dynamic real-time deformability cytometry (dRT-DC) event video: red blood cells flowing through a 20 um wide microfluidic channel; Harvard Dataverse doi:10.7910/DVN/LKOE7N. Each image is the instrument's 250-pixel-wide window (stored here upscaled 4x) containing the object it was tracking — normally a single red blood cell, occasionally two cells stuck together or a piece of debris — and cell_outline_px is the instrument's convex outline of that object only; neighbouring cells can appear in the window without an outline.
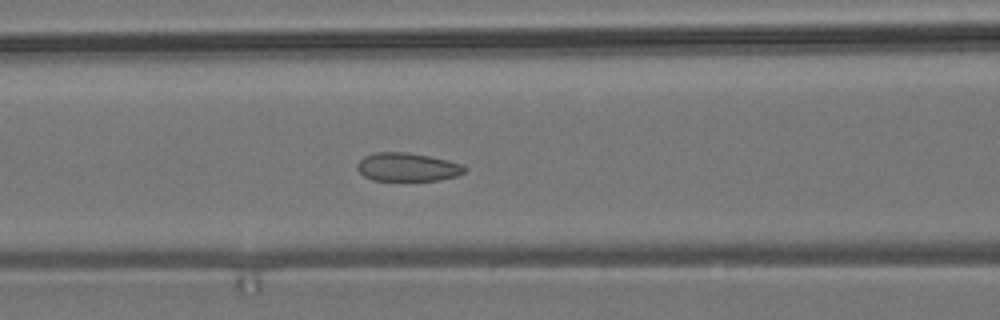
{"species": "common noctule bat (a hibernating species)", "species_latin": "Nyctalus noctula", "temperature_condition": "room temperature", "stored_images_in_passage": 54, "camera_frame_rate_fps": 3000, "um_per_image_px": 0.085, "animal": {"sex": "male", "body_mass_g": 19.2, "forearm_length_mm": 51.8}, "frame": {"image": 1, "passage_image": 22, "time_ms": 7.0, "image_size_px": [1000, 320], "cell_outline_px": [[468, 168], [464, 172], [456, 176], [436, 180], [372, 180], [364, 176], [356, 168], [356, 164], [364, 156], [376, 152], [408, 152], [448, 160], [460, 164]], "centroid_in_image_um": [34.6, 14.19], "position_along_channel_um": 132.0, "area_um2": 17.69}}
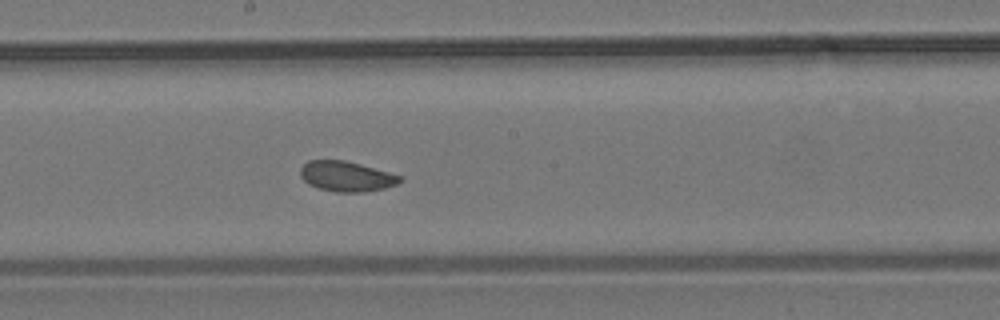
{"frame": {"image": 2, "passage_image": 29, "time_ms": 9.333, "image_size_px": [1000, 320], "cell_outline_px": [[404, 180], [396, 184], [384, 188], [364, 192], [336, 192], [320, 188], [308, 184], [300, 176], [300, 168], [308, 160], [344, 160], [360, 164], [404, 176]], "centroid_in_image_um": [29.47, 14.99], "position_along_channel_um": 218.7, "area_um2": 17.57}}
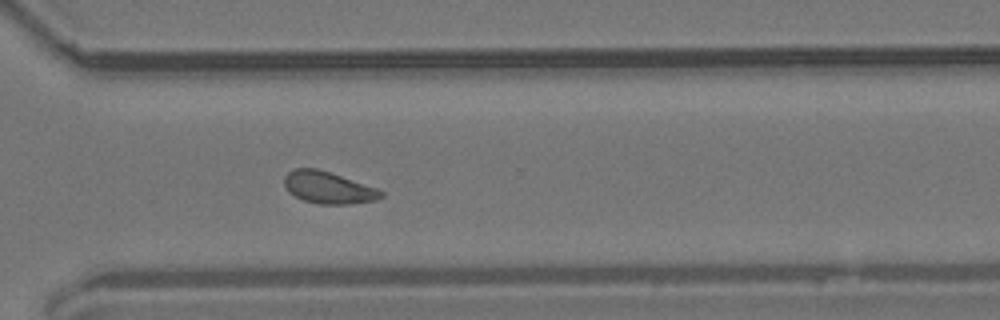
{"frame": {"image": 3, "passage_image": 39, "time_ms": 12.667, "image_size_px": [1000, 320], "cell_outline_px": [[384, 196], [376, 200], [344, 204], [320, 204], [304, 200], [288, 192], [284, 184], [284, 176], [292, 168], [316, 168], [376, 188], [384, 192]], "centroid_in_image_um": [27.87, 15.94], "position_along_channel_um": 342.7, "area_um2": 17.74}, "authors_computed_cell_mechanics": {"area_um2": 18.1203, "velocity_mm_per_s": 3.7218, "shape_relaxation_time_tau1_ms": null, "shape_relaxation_time_tau2_ms": 3.3207, "deformation_change_tau1": null, "deformation_change_tau2": 0.0692}}